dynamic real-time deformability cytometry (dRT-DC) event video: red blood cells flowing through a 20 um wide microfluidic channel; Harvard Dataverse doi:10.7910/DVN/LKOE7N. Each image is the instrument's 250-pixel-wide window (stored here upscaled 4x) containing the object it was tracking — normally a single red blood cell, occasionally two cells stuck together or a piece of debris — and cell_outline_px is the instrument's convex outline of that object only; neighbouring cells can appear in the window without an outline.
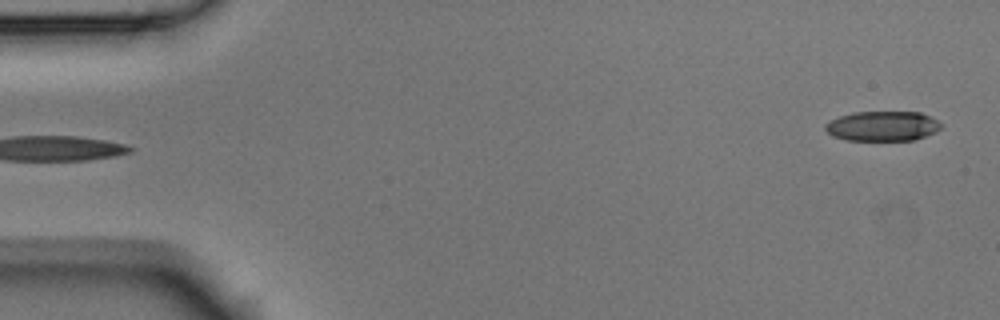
{"species": "Egyptian fruit bat (a non-hibernating species)", "species_latin": "Rousettus aegyptiacus", "temperature_condition": "room temperature", "stored_images_in_passage": 5, "segment_of_instrument_passage": [2, 2], "camera_frame_rate_fps": 3000, "um_per_image_px": 0.085, "animal": {"sex": "male"}, "frame": {"image": 1, "passage_image": 5, "time_ms": 1.333, "image_size_px": [1000, 320], "cell_outline_px": [[940, 128], [936, 132], [916, 140], [844, 140], [832, 136], [824, 128], [824, 124], [840, 116], [856, 112], [920, 112], [936, 120], [940, 124]], "centroid_in_image_um": [75.0, 10.73], "position_along_channel_um": 10.0, "area_um2": 20.06}}